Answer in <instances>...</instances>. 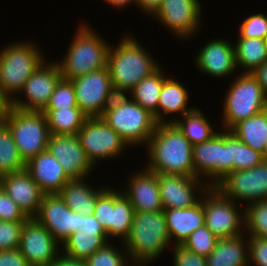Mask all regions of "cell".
Masks as SVG:
<instances>
[{
    "label": "cell",
    "mask_w": 267,
    "mask_h": 266,
    "mask_svg": "<svg viewBox=\"0 0 267 266\" xmlns=\"http://www.w3.org/2000/svg\"><path fill=\"white\" fill-rule=\"evenodd\" d=\"M202 8L199 0H163L153 17L178 39L186 40L198 32Z\"/></svg>",
    "instance_id": "obj_16"
},
{
    "label": "cell",
    "mask_w": 267,
    "mask_h": 266,
    "mask_svg": "<svg viewBox=\"0 0 267 266\" xmlns=\"http://www.w3.org/2000/svg\"><path fill=\"white\" fill-rule=\"evenodd\" d=\"M47 150L71 180L88 178L96 168L88 159L77 135L50 133Z\"/></svg>",
    "instance_id": "obj_19"
},
{
    "label": "cell",
    "mask_w": 267,
    "mask_h": 266,
    "mask_svg": "<svg viewBox=\"0 0 267 266\" xmlns=\"http://www.w3.org/2000/svg\"><path fill=\"white\" fill-rule=\"evenodd\" d=\"M109 242L107 234H98L96 231H80L72 233L64 240L61 244V254L75 260H85Z\"/></svg>",
    "instance_id": "obj_28"
},
{
    "label": "cell",
    "mask_w": 267,
    "mask_h": 266,
    "mask_svg": "<svg viewBox=\"0 0 267 266\" xmlns=\"http://www.w3.org/2000/svg\"><path fill=\"white\" fill-rule=\"evenodd\" d=\"M189 98L186 87L180 81L167 76L159 95L158 124L174 123L176 118H181L187 112L192 111L195 107L188 108ZM169 114H172V118L167 117ZM178 114L180 117H177Z\"/></svg>",
    "instance_id": "obj_25"
},
{
    "label": "cell",
    "mask_w": 267,
    "mask_h": 266,
    "mask_svg": "<svg viewBox=\"0 0 267 266\" xmlns=\"http://www.w3.org/2000/svg\"><path fill=\"white\" fill-rule=\"evenodd\" d=\"M145 168L157 174L194 177L193 145L175 123H160L146 144Z\"/></svg>",
    "instance_id": "obj_1"
},
{
    "label": "cell",
    "mask_w": 267,
    "mask_h": 266,
    "mask_svg": "<svg viewBox=\"0 0 267 266\" xmlns=\"http://www.w3.org/2000/svg\"><path fill=\"white\" fill-rule=\"evenodd\" d=\"M217 239L207 226L203 225L190 234L189 238L183 244L190 251L207 258L214 250Z\"/></svg>",
    "instance_id": "obj_40"
},
{
    "label": "cell",
    "mask_w": 267,
    "mask_h": 266,
    "mask_svg": "<svg viewBox=\"0 0 267 266\" xmlns=\"http://www.w3.org/2000/svg\"><path fill=\"white\" fill-rule=\"evenodd\" d=\"M50 266H86L84 260H75L60 254Z\"/></svg>",
    "instance_id": "obj_52"
},
{
    "label": "cell",
    "mask_w": 267,
    "mask_h": 266,
    "mask_svg": "<svg viewBox=\"0 0 267 266\" xmlns=\"http://www.w3.org/2000/svg\"><path fill=\"white\" fill-rule=\"evenodd\" d=\"M118 190V191H117ZM134 208L120 189L111 188L110 238L123 242L133 223Z\"/></svg>",
    "instance_id": "obj_31"
},
{
    "label": "cell",
    "mask_w": 267,
    "mask_h": 266,
    "mask_svg": "<svg viewBox=\"0 0 267 266\" xmlns=\"http://www.w3.org/2000/svg\"><path fill=\"white\" fill-rule=\"evenodd\" d=\"M24 222L0 221V251L19 247Z\"/></svg>",
    "instance_id": "obj_42"
},
{
    "label": "cell",
    "mask_w": 267,
    "mask_h": 266,
    "mask_svg": "<svg viewBox=\"0 0 267 266\" xmlns=\"http://www.w3.org/2000/svg\"><path fill=\"white\" fill-rule=\"evenodd\" d=\"M130 266H147L146 264H142V263H132Z\"/></svg>",
    "instance_id": "obj_55"
},
{
    "label": "cell",
    "mask_w": 267,
    "mask_h": 266,
    "mask_svg": "<svg viewBox=\"0 0 267 266\" xmlns=\"http://www.w3.org/2000/svg\"><path fill=\"white\" fill-rule=\"evenodd\" d=\"M101 117L129 147L146 146L158 125L154 115L127 94L116 95Z\"/></svg>",
    "instance_id": "obj_5"
},
{
    "label": "cell",
    "mask_w": 267,
    "mask_h": 266,
    "mask_svg": "<svg viewBox=\"0 0 267 266\" xmlns=\"http://www.w3.org/2000/svg\"><path fill=\"white\" fill-rule=\"evenodd\" d=\"M194 177L205 178L209 186H216L233 172L230 154V131L220 130L210 140L193 146ZM208 178V179H207Z\"/></svg>",
    "instance_id": "obj_9"
},
{
    "label": "cell",
    "mask_w": 267,
    "mask_h": 266,
    "mask_svg": "<svg viewBox=\"0 0 267 266\" xmlns=\"http://www.w3.org/2000/svg\"><path fill=\"white\" fill-rule=\"evenodd\" d=\"M125 246L119 249L117 246L109 242L105 247L94 252L90 257L84 260L86 266H130L131 259ZM130 263V264H129Z\"/></svg>",
    "instance_id": "obj_38"
},
{
    "label": "cell",
    "mask_w": 267,
    "mask_h": 266,
    "mask_svg": "<svg viewBox=\"0 0 267 266\" xmlns=\"http://www.w3.org/2000/svg\"><path fill=\"white\" fill-rule=\"evenodd\" d=\"M236 66L244 70L242 73H252L267 60V45L259 38H237L234 41Z\"/></svg>",
    "instance_id": "obj_32"
},
{
    "label": "cell",
    "mask_w": 267,
    "mask_h": 266,
    "mask_svg": "<svg viewBox=\"0 0 267 266\" xmlns=\"http://www.w3.org/2000/svg\"><path fill=\"white\" fill-rule=\"evenodd\" d=\"M86 180L87 178L70 180L58 193L72 211L82 216L93 215L97 197L108 187L95 189Z\"/></svg>",
    "instance_id": "obj_27"
},
{
    "label": "cell",
    "mask_w": 267,
    "mask_h": 266,
    "mask_svg": "<svg viewBox=\"0 0 267 266\" xmlns=\"http://www.w3.org/2000/svg\"><path fill=\"white\" fill-rule=\"evenodd\" d=\"M106 4H110L112 7L117 9H124V7H128V5L135 4L136 0H103Z\"/></svg>",
    "instance_id": "obj_53"
},
{
    "label": "cell",
    "mask_w": 267,
    "mask_h": 266,
    "mask_svg": "<svg viewBox=\"0 0 267 266\" xmlns=\"http://www.w3.org/2000/svg\"><path fill=\"white\" fill-rule=\"evenodd\" d=\"M236 76L224 97L223 130H230L238 122L267 109V97L252 73L241 72Z\"/></svg>",
    "instance_id": "obj_6"
},
{
    "label": "cell",
    "mask_w": 267,
    "mask_h": 266,
    "mask_svg": "<svg viewBox=\"0 0 267 266\" xmlns=\"http://www.w3.org/2000/svg\"><path fill=\"white\" fill-rule=\"evenodd\" d=\"M173 266H206V257L190 251L184 244H173Z\"/></svg>",
    "instance_id": "obj_45"
},
{
    "label": "cell",
    "mask_w": 267,
    "mask_h": 266,
    "mask_svg": "<svg viewBox=\"0 0 267 266\" xmlns=\"http://www.w3.org/2000/svg\"><path fill=\"white\" fill-rule=\"evenodd\" d=\"M201 198L204 224L218 239L245 233L244 208L238 210V204L215 186H209Z\"/></svg>",
    "instance_id": "obj_10"
},
{
    "label": "cell",
    "mask_w": 267,
    "mask_h": 266,
    "mask_svg": "<svg viewBox=\"0 0 267 266\" xmlns=\"http://www.w3.org/2000/svg\"><path fill=\"white\" fill-rule=\"evenodd\" d=\"M35 218L60 244L80 232V213L72 211L59 194H44Z\"/></svg>",
    "instance_id": "obj_17"
},
{
    "label": "cell",
    "mask_w": 267,
    "mask_h": 266,
    "mask_svg": "<svg viewBox=\"0 0 267 266\" xmlns=\"http://www.w3.org/2000/svg\"><path fill=\"white\" fill-rule=\"evenodd\" d=\"M80 231H96L98 234H107L93 215L82 216L80 214Z\"/></svg>",
    "instance_id": "obj_48"
},
{
    "label": "cell",
    "mask_w": 267,
    "mask_h": 266,
    "mask_svg": "<svg viewBox=\"0 0 267 266\" xmlns=\"http://www.w3.org/2000/svg\"><path fill=\"white\" fill-rule=\"evenodd\" d=\"M238 38H259L266 39L267 36V15L256 13L244 18L239 26Z\"/></svg>",
    "instance_id": "obj_41"
},
{
    "label": "cell",
    "mask_w": 267,
    "mask_h": 266,
    "mask_svg": "<svg viewBox=\"0 0 267 266\" xmlns=\"http://www.w3.org/2000/svg\"><path fill=\"white\" fill-rule=\"evenodd\" d=\"M121 243L132 263L155 262L171 244L164 210L135 212L129 235Z\"/></svg>",
    "instance_id": "obj_3"
},
{
    "label": "cell",
    "mask_w": 267,
    "mask_h": 266,
    "mask_svg": "<svg viewBox=\"0 0 267 266\" xmlns=\"http://www.w3.org/2000/svg\"><path fill=\"white\" fill-rule=\"evenodd\" d=\"M202 112L195 107L174 122L193 146L210 140L218 132Z\"/></svg>",
    "instance_id": "obj_33"
},
{
    "label": "cell",
    "mask_w": 267,
    "mask_h": 266,
    "mask_svg": "<svg viewBox=\"0 0 267 266\" xmlns=\"http://www.w3.org/2000/svg\"><path fill=\"white\" fill-rule=\"evenodd\" d=\"M229 131L245 145L263 154L267 145V109L238 122Z\"/></svg>",
    "instance_id": "obj_29"
},
{
    "label": "cell",
    "mask_w": 267,
    "mask_h": 266,
    "mask_svg": "<svg viewBox=\"0 0 267 266\" xmlns=\"http://www.w3.org/2000/svg\"><path fill=\"white\" fill-rule=\"evenodd\" d=\"M252 75L257 79L267 97V60L260 67L256 68Z\"/></svg>",
    "instance_id": "obj_50"
},
{
    "label": "cell",
    "mask_w": 267,
    "mask_h": 266,
    "mask_svg": "<svg viewBox=\"0 0 267 266\" xmlns=\"http://www.w3.org/2000/svg\"><path fill=\"white\" fill-rule=\"evenodd\" d=\"M87 24L79 23L66 55L56 61L65 79L72 80L107 66L110 44Z\"/></svg>",
    "instance_id": "obj_4"
},
{
    "label": "cell",
    "mask_w": 267,
    "mask_h": 266,
    "mask_svg": "<svg viewBox=\"0 0 267 266\" xmlns=\"http://www.w3.org/2000/svg\"><path fill=\"white\" fill-rule=\"evenodd\" d=\"M245 233L248 237L267 238V200L244 206Z\"/></svg>",
    "instance_id": "obj_36"
},
{
    "label": "cell",
    "mask_w": 267,
    "mask_h": 266,
    "mask_svg": "<svg viewBox=\"0 0 267 266\" xmlns=\"http://www.w3.org/2000/svg\"><path fill=\"white\" fill-rule=\"evenodd\" d=\"M244 233L217 239L214 250L206 258V266H249V243Z\"/></svg>",
    "instance_id": "obj_26"
},
{
    "label": "cell",
    "mask_w": 267,
    "mask_h": 266,
    "mask_svg": "<svg viewBox=\"0 0 267 266\" xmlns=\"http://www.w3.org/2000/svg\"><path fill=\"white\" fill-rule=\"evenodd\" d=\"M215 187L235 203L243 201L246 206L267 200V161L247 170L231 172Z\"/></svg>",
    "instance_id": "obj_14"
},
{
    "label": "cell",
    "mask_w": 267,
    "mask_h": 266,
    "mask_svg": "<svg viewBox=\"0 0 267 266\" xmlns=\"http://www.w3.org/2000/svg\"><path fill=\"white\" fill-rule=\"evenodd\" d=\"M61 78L58 63L45 60L28 78L19 92L20 95H26L24 98L26 101L17 95L12 100V107L24 111L43 112Z\"/></svg>",
    "instance_id": "obj_13"
},
{
    "label": "cell",
    "mask_w": 267,
    "mask_h": 266,
    "mask_svg": "<svg viewBox=\"0 0 267 266\" xmlns=\"http://www.w3.org/2000/svg\"><path fill=\"white\" fill-rule=\"evenodd\" d=\"M263 158H264V160L267 161V145H266L264 153H263Z\"/></svg>",
    "instance_id": "obj_54"
},
{
    "label": "cell",
    "mask_w": 267,
    "mask_h": 266,
    "mask_svg": "<svg viewBox=\"0 0 267 266\" xmlns=\"http://www.w3.org/2000/svg\"><path fill=\"white\" fill-rule=\"evenodd\" d=\"M93 216L99 221L104 231L110 237L111 216V186L107 187L98 197L93 211Z\"/></svg>",
    "instance_id": "obj_43"
},
{
    "label": "cell",
    "mask_w": 267,
    "mask_h": 266,
    "mask_svg": "<svg viewBox=\"0 0 267 266\" xmlns=\"http://www.w3.org/2000/svg\"><path fill=\"white\" fill-rule=\"evenodd\" d=\"M142 170L133 172L127 179L128 184L122 186L121 191L129 199L135 212L161 211L163 207L158 174L145 167Z\"/></svg>",
    "instance_id": "obj_21"
},
{
    "label": "cell",
    "mask_w": 267,
    "mask_h": 266,
    "mask_svg": "<svg viewBox=\"0 0 267 266\" xmlns=\"http://www.w3.org/2000/svg\"><path fill=\"white\" fill-rule=\"evenodd\" d=\"M30 41L16 42L0 50V84L13 100L33 72L46 60Z\"/></svg>",
    "instance_id": "obj_7"
},
{
    "label": "cell",
    "mask_w": 267,
    "mask_h": 266,
    "mask_svg": "<svg viewBox=\"0 0 267 266\" xmlns=\"http://www.w3.org/2000/svg\"><path fill=\"white\" fill-rule=\"evenodd\" d=\"M167 230L172 244H183L196 229L204 224V208L201 200L192 207L163 209Z\"/></svg>",
    "instance_id": "obj_24"
},
{
    "label": "cell",
    "mask_w": 267,
    "mask_h": 266,
    "mask_svg": "<svg viewBox=\"0 0 267 266\" xmlns=\"http://www.w3.org/2000/svg\"><path fill=\"white\" fill-rule=\"evenodd\" d=\"M230 154L233 172L247 170L264 161L263 154L245 145L230 131Z\"/></svg>",
    "instance_id": "obj_37"
},
{
    "label": "cell",
    "mask_w": 267,
    "mask_h": 266,
    "mask_svg": "<svg viewBox=\"0 0 267 266\" xmlns=\"http://www.w3.org/2000/svg\"><path fill=\"white\" fill-rule=\"evenodd\" d=\"M43 113L52 134L77 135L88 118L80 108L45 109Z\"/></svg>",
    "instance_id": "obj_34"
},
{
    "label": "cell",
    "mask_w": 267,
    "mask_h": 266,
    "mask_svg": "<svg viewBox=\"0 0 267 266\" xmlns=\"http://www.w3.org/2000/svg\"><path fill=\"white\" fill-rule=\"evenodd\" d=\"M194 61L199 72L215 78H227L237 71L235 46L224 38L208 40Z\"/></svg>",
    "instance_id": "obj_20"
},
{
    "label": "cell",
    "mask_w": 267,
    "mask_h": 266,
    "mask_svg": "<svg viewBox=\"0 0 267 266\" xmlns=\"http://www.w3.org/2000/svg\"><path fill=\"white\" fill-rule=\"evenodd\" d=\"M163 209H183L197 204L209 185L199 177L158 174Z\"/></svg>",
    "instance_id": "obj_18"
},
{
    "label": "cell",
    "mask_w": 267,
    "mask_h": 266,
    "mask_svg": "<svg viewBox=\"0 0 267 266\" xmlns=\"http://www.w3.org/2000/svg\"><path fill=\"white\" fill-rule=\"evenodd\" d=\"M2 121L10 129L24 163L47 150L50 131L43 112L24 111L12 107Z\"/></svg>",
    "instance_id": "obj_8"
},
{
    "label": "cell",
    "mask_w": 267,
    "mask_h": 266,
    "mask_svg": "<svg viewBox=\"0 0 267 266\" xmlns=\"http://www.w3.org/2000/svg\"><path fill=\"white\" fill-rule=\"evenodd\" d=\"M25 169L8 126L0 120V177Z\"/></svg>",
    "instance_id": "obj_35"
},
{
    "label": "cell",
    "mask_w": 267,
    "mask_h": 266,
    "mask_svg": "<svg viewBox=\"0 0 267 266\" xmlns=\"http://www.w3.org/2000/svg\"><path fill=\"white\" fill-rule=\"evenodd\" d=\"M12 109V99L5 93L0 84V120H2Z\"/></svg>",
    "instance_id": "obj_51"
},
{
    "label": "cell",
    "mask_w": 267,
    "mask_h": 266,
    "mask_svg": "<svg viewBox=\"0 0 267 266\" xmlns=\"http://www.w3.org/2000/svg\"><path fill=\"white\" fill-rule=\"evenodd\" d=\"M163 0H136L135 5L139 7L144 14L154 16L161 6Z\"/></svg>",
    "instance_id": "obj_49"
},
{
    "label": "cell",
    "mask_w": 267,
    "mask_h": 266,
    "mask_svg": "<svg viewBox=\"0 0 267 266\" xmlns=\"http://www.w3.org/2000/svg\"><path fill=\"white\" fill-rule=\"evenodd\" d=\"M0 266H30L27 259L16 249L0 251Z\"/></svg>",
    "instance_id": "obj_47"
},
{
    "label": "cell",
    "mask_w": 267,
    "mask_h": 266,
    "mask_svg": "<svg viewBox=\"0 0 267 266\" xmlns=\"http://www.w3.org/2000/svg\"><path fill=\"white\" fill-rule=\"evenodd\" d=\"M25 170L44 194H58L71 179L58 160L48 150L25 163Z\"/></svg>",
    "instance_id": "obj_23"
},
{
    "label": "cell",
    "mask_w": 267,
    "mask_h": 266,
    "mask_svg": "<svg viewBox=\"0 0 267 266\" xmlns=\"http://www.w3.org/2000/svg\"><path fill=\"white\" fill-rule=\"evenodd\" d=\"M18 250L30 266H50L61 254V244L35 218L24 222Z\"/></svg>",
    "instance_id": "obj_15"
},
{
    "label": "cell",
    "mask_w": 267,
    "mask_h": 266,
    "mask_svg": "<svg viewBox=\"0 0 267 266\" xmlns=\"http://www.w3.org/2000/svg\"><path fill=\"white\" fill-rule=\"evenodd\" d=\"M107 67L113 88L117 95H126L142 79L151 75L159 67L158 61L137 42L132 34H125L117 46L109 47Z\"/></svg>",
    "instance_id": "obj_2"
},
{
    "label": "cell",
    "mask_w": 267,
    "mask_h": 266,
    "mask_svg": "<svg viewBox=\"0 0 267 266\" xmlns=\"http://www.w3.org/2000/svg\"><path fill=\"white\" fill-rule=\"evenodd\" d=\"M28 217L0 186V221L25 222Z\"/></svg>",
    "instance_id": "obj_44"
},
{
    "label": "cell",
    "mask_w": 267,
    "mask_h": 266,
    "mask_svg": "<svg viewBox=\"0 0 267 266\" xmlns=\"http://www.w3.org/2000/svg\"><path fill=\"white\" fill-rule=\"evenodd\" d=\"M249 266H267V238L248 237Z\"/></svg>",
    "instance_id": "obj_46"
},
{
    "label": "cell",
    "mask_w": 267,
    "mask_h": 266,
    "mask_svg": "<svg viewBox=\"0 0 267 266\" xmlns=\"http://www.w3.org/2000/svg\"><path fill=\"white\" fill-rule=\"evenodd\" d=\"M0 186L28 218L36 216L44 193L25 169L0 177Z\"/></svg>",
    "instance_id": "obj_22"
},
{
    "label": "cell",
    "mask_w": 267,
    "mask_h": 266,
    "mask_svg": "<svg viewBox=\"0 0 267 266\" xmlns=\"http://www.w3.org/2000/svg\"><path fill=\"white\" fill-rule=\"evenodd\" d=\"M88 159L97 166L101 160L115 159L129 147L102 117H88L77 133Z\"/></svg>",
    "instance_id": "obj_11"
},
{
    "label": "cell",
    "mask_w": 267,
    "mask_h": 266,
    "mask_svg": "<svg viewBox=\"0 0 267 266\" xmlns=\"http://www.w3.org/2000/svg\"><path fill=\"white\" fill-rule=\"evenodd\" d=\"M160 66L151 75L142 79L128 94L133 101L154 115L158 123V102L166 74Z\"/></svg>",
    "instance_id": "obj_30"
},
{
    "label": "cell",
    "mask_w": 267,
    "mask_h": 266,
    "mask_svg": "<svg viewBox=\"0 0 267 266\" xmlns=\"http://www.w3.org/2000/svg\"><path fill=\"white\" fill-rule=\"evenodd\" d=\"M71 82L75 89L77 106L88 117H101L117 95L107 66L78 76Z\"/></svg>",
    "instance_id": "obj_12"
},
{
    "label": "cell",
    "mask_w": 267,
    "mask_h": 266,
    "mask_svg": "<svg viewBox=\"0 0 267 266\" xmlns=\"http://www.w3.org/2000/svg\"><path fill=\"white\" fill-rule=\"evenodd\" d=\"M79 108L76 102L75 89L71 80L61 78L53 91L45 109Z\"/></svg>",
    "instance_id": "obj_39"
}]
</instances>
